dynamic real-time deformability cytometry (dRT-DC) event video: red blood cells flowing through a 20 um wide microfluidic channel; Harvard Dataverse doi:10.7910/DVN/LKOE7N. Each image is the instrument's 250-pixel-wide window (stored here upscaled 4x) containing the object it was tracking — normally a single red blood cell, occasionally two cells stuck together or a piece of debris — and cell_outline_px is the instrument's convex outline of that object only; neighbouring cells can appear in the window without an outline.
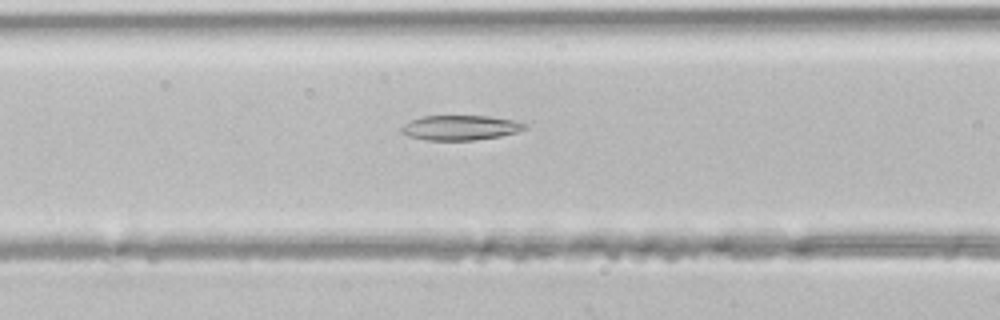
{"species": "common noctule bat (a hibernating species)", "species_latin": "Nyctalus noctula", "temperature_condition": "room temperature", "stored_images_in_passage": 29, "camera_frame_rate_fps": 3000, "um_per_image_px": 0.085, "animal": {"sex": "male", "body_mass_g": 21.5, "forearm_length_mm": 52.0}, "frame": {"image": 1, "passage_image": 12, "time_ms": 3.667, "image_size_px": [1000, 320], "cell_outline_px": [[528, 128], [516, 132], [500, 136], [472, 140], [424, 140], [408, 136], [400, 132], [400, 128], [404, 124], [420, 116], [492, 116], [512, 120], [524, 124]], "centroid_in_image_um": [39.08, 10.85], "position_along_channel_um": 127.5, "area_um2": 17.8}}
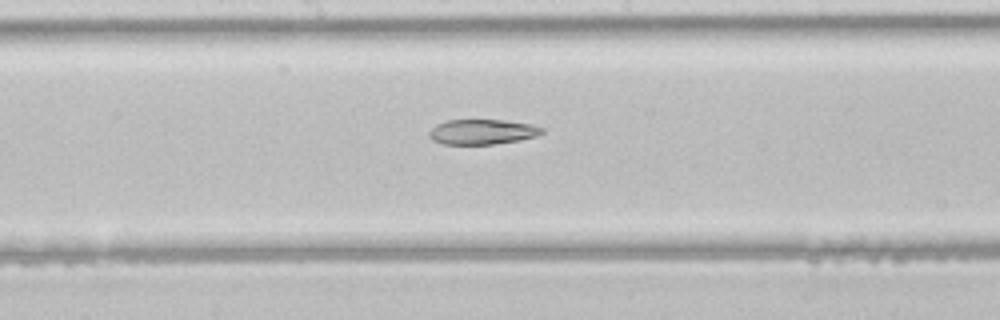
{"frame": {"image": 2, "passage_image": 17, "time_ms": 5.333, "image_size_px": [1000, 320], "cell_outline_px": [[544, 132], [536, 136], [520, 140], [492, 144], [444, 144], [432, 140], [428, 136], [428, 132], [436, 124], [448, 120], [504, 120], [532, 124], [544, 128]], "centroid_in_image_um": [40.99, 11.2], "position_along_channel_um": 207.2, "area_um2": 16.53}}
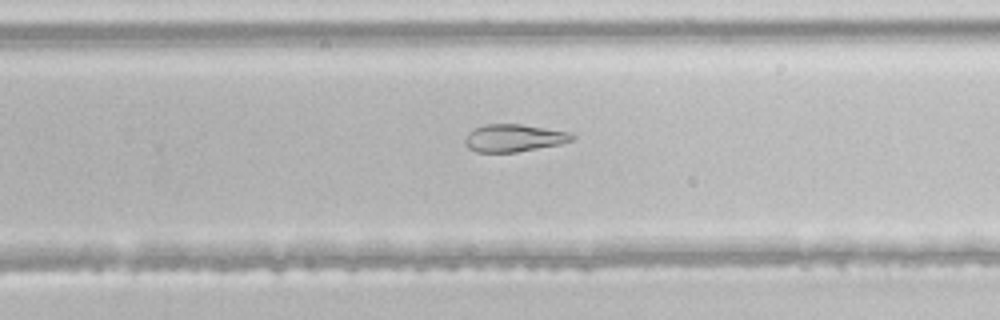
{"frame": {"image": 3, "passage_image": 22, "time_ms": 7.0, "image_size_px": [1000, 320], "cell_outline_px": [[576, 136], [572, 140], [560, 144], [516, 152], [476, 152], [468, 148], [464, 144], [464, 140], [468, 132], [484, 124], [520, 124], [572, 132]], "centroid_in_image_um": [43.67, 11.73], "position_along_channel_um": 286.1, "area_um2": 17.22}}